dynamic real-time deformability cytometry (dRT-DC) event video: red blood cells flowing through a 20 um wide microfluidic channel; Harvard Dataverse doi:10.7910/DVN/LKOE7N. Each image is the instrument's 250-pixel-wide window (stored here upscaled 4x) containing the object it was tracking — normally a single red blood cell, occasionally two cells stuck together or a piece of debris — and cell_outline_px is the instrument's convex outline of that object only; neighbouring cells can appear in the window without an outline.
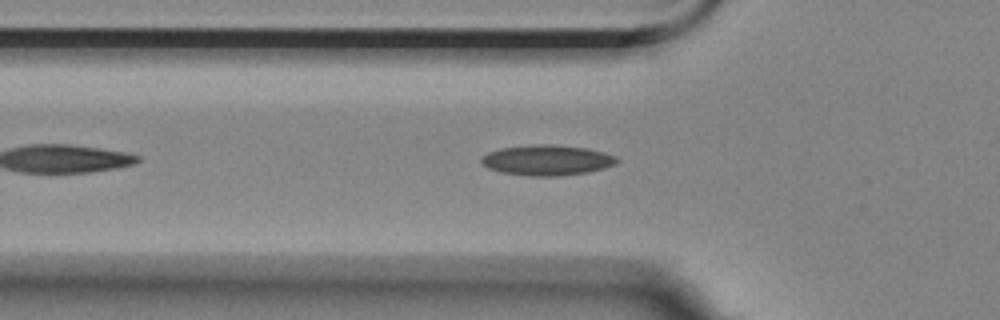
{"species": "Egyptian fruit bat (a non-hibernating species)", "species_latin": "Rousettus aegyptiacus", "temperature_condition": "room temperature", "stored_images_in_passage": 44, "camera_frame_rate_fps": 3000, "um_per_image_px": 0.085, "animal": {"sex": "female"}, "frame": {"image": 1, "passage_image": 7, "time_ms": 2.0, "image_size_px": [1000, 320], "cell_outline_px": [[620, 160], [616, 164], [604, 168], [588, 172], [560, 176], [528, 176], [500, 172], [488, 168], [480, 160], [488, 152], [500, 148], [532, 144], [552, 144], [588, 148], [604, 152], [616, 156]], "centroid_in_image_um": [46.52, 13.61], "position_along_channel_um": 79.3, "area_um2": 24.22}}
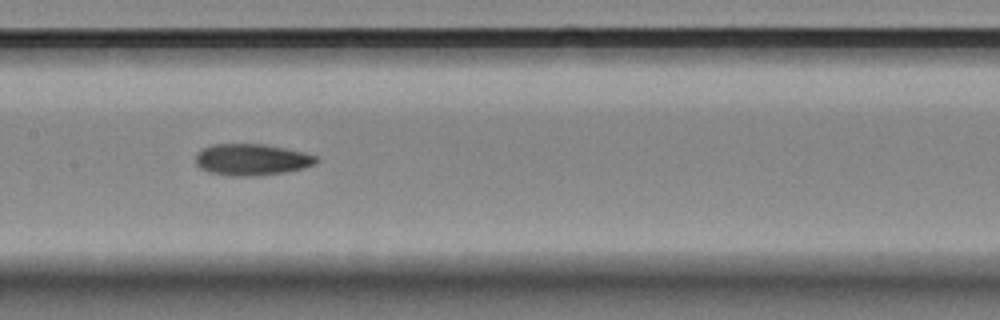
{"frame": {"image": 2, "passage_image": 16, "time_ms": 5.0, "image_size_px": [1000, 320], "cell_outline_px": [[320, 160], [316, 164], [304, 168], [284, 172], [260, 176], [232, 176], [208, 172], [200, 168], [196, 164], [196, 152], [212, 144], [264, 144], [304, 152], [316, 156]], "centroid_in_image_um": [21.4, 13.57], "position_along_channel_um": 186.0, "area_um2": 22.31}}
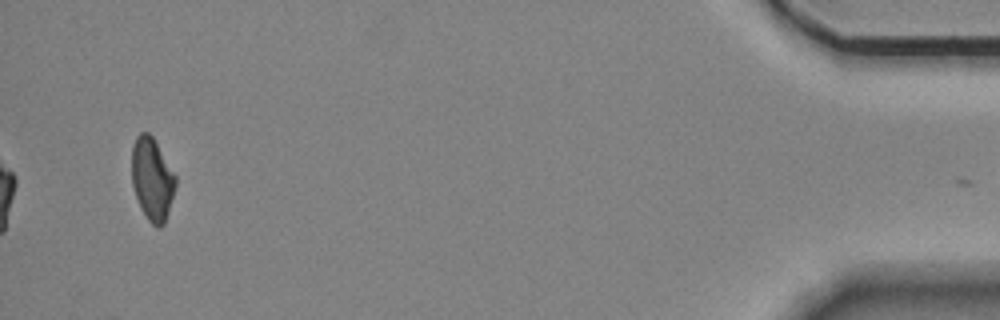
{"frame": {"image": 3, "passage_image": 43, "time_ms": 14.0, "image_size_px": [1000, 320], "cell_outline_px": [[176, 184], [168, 212], [164, 224], [160, 228], [156, 228], [148, 220], [140, 208], [132, 184], [132, 144], [136, 136], [140, 132], [148, 132], [152, 136], [176, 176]], "centroid_in_image_um": [12.92, 15.23], "position_along_channel_um": 422.3, "area_um2": 21.04}, "authors_computed_cell_mechanics": {"area_um2": 21.7328, "velocity_mm_per_s": 3.5158, "shape_relaxation_time_tau1_ms": null, "shape_relaxation_time_tau2_ms": 7.2691, "deformation_change_tau1": null, "deformation_change_tau2": 0.1446}}